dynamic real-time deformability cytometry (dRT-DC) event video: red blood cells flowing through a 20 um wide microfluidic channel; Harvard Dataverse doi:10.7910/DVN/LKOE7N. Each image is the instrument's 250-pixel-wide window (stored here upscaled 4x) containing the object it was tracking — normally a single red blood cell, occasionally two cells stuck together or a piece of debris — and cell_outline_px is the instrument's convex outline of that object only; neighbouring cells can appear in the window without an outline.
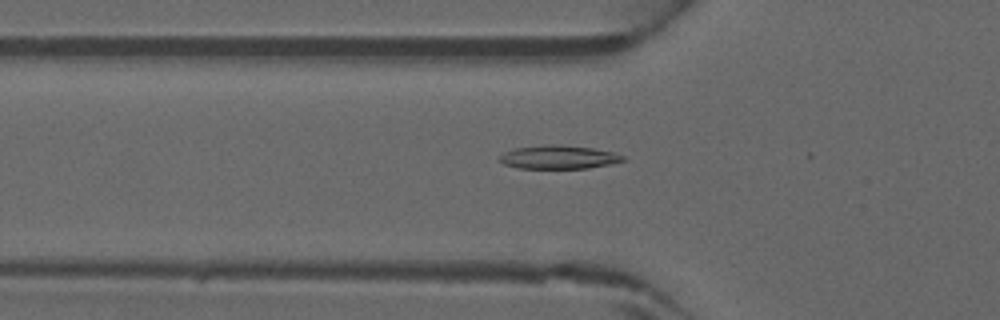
{"species": "common noctule bat (a hibernating species)", "species_latin": "Nyctalus noctula", "temperature_condition": "warm", "stored_images_in_passage": 22, "camera_frame_rate_fps": 3000, "um_per_image_px": 0.085, "animal": {"sex": "male", "forearm_length_mm": 52.5}, "frame": {"image": 1, "passage_image": 10, "time_ms": 3.0, "image_size_px": [1000, 320], "cell_outline_px": [[624, 160], [608, 164], [588, 168], [516, 168], [504, 164], [500, 160], [500, 156], [504, 152], [516, 148], [552, 144], [560, 144], [592, 148], [612, 152], [624, 156]], "centroid_in_image_um": [47.46, 13.35], "position_along_channel_um": 78.3, "area_um2": 16.65}}
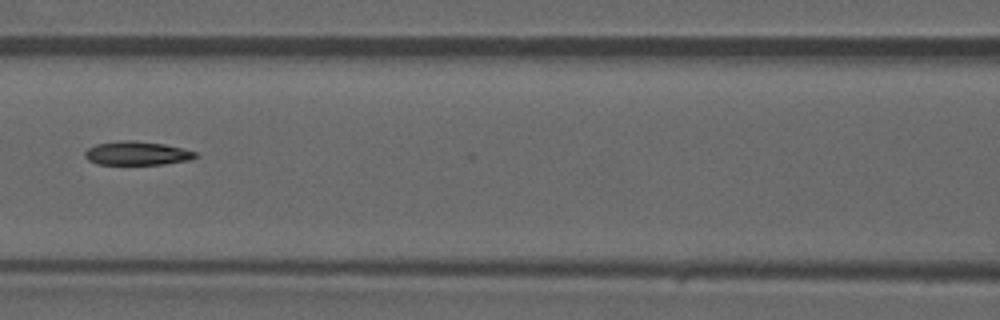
{"frame": {"image": 2, "passage_image": 15, "time_ms": 4.667, "image_size_px": [1000, 320], "cell_outline_px": [[196, 156], [192, 160], [164, 164], [96, 164], [88, 160], [84, 156], [84, 152], [88, 148], [96, 144], [124, 140], [132, 140], [164, 144], [184, 148], [196, 152]], "centroid_in_image_um": [11.65, 13.03], "position_along_channel_um": 155.0, "area_um2": 15.32}}
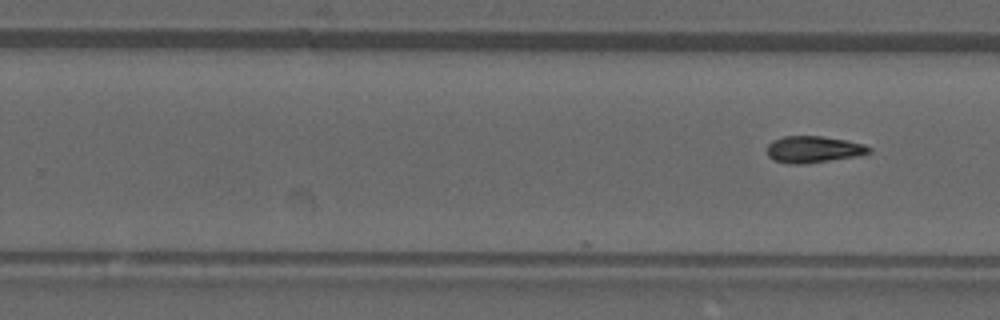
{"frame": {"image": 3, "passage_image": 22, "time_ms": 7.0, "image_size_px": [1000, 320], "cell_outline_px": [[872, 152], [856, 156], [804, 164], [788, 164], [772, 160], [768, 156], [768, 144], [772, 140], [784, 136], [824, 136], [864, 144], [872, 148]], "centroid_in_image_um": [69.12, 12.7], "position_along_channel_um": 260.7, "area_um2": 15.9}}